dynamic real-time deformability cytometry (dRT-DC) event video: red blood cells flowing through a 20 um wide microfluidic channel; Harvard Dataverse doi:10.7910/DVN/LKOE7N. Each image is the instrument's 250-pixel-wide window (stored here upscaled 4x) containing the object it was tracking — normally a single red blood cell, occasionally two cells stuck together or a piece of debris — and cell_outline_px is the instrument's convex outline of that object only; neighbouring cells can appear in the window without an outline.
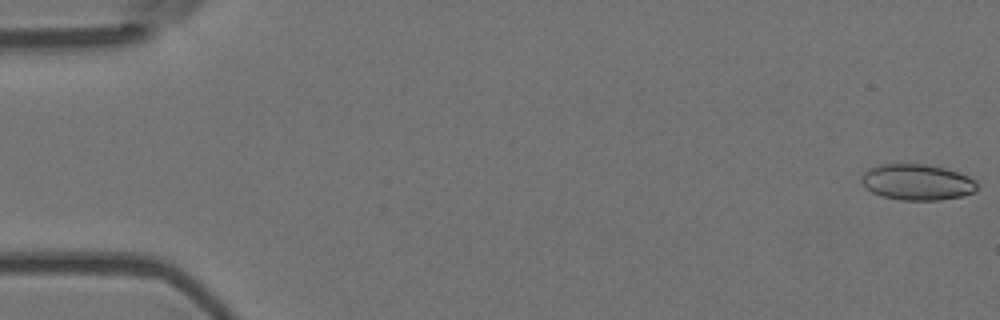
{"species": "Egyptian fruit bat (a non-hibernating species)", "species_latin": "Rousettus aegyptiacus", "temperature_condition": "room temperature", "stored_images_in_passage": 57, "segment_of_instrument_passage": [1, 2], "camera_frame_rate_fps": 3000, "um_per_image_px": 0.085, "animal": {"sex": "female"}, "frame": {"image": 1, "passage_image": 1, "time_ms": 0.0, "image_size_px": [1000, 320], "cell_outline_px": [[980, 188], [976, 192], [964, 196], [940, 200], [900, 200], [880, 196], [864, 188], [860, 180], [860, 176], [868, 168], [880, 164], [924, 164], [944, 168], [968, 176], [976, 180]], "centroid_in_image_um": [77.95, 15.49], "position_along_channel_um": 7.0, "area_um2": 24.68}}
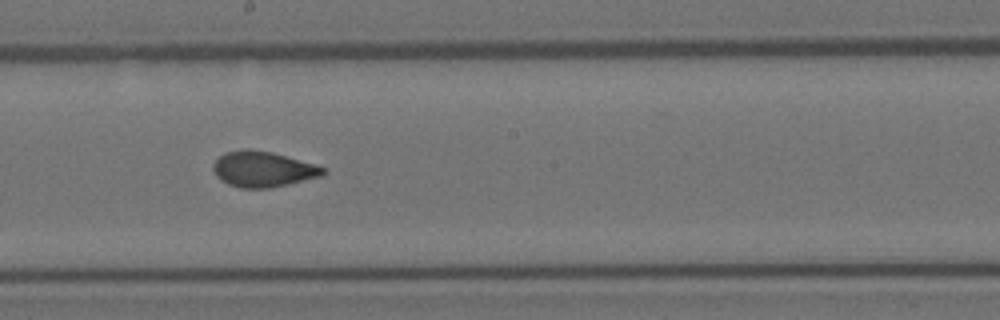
{"frame": {"image": 2, "passage_image": 31, "time_ms": 10.0, "image_size_px": [1000, 320], "cell_outline_px": [[324, 172], [320, 176], [288, 184], [268, 188], [240, 188], [228, 184], [220, 180], [216, 176], [212, 168], [212, 164], [224, 152], [244, 148], [248, 148], [272, 152], [316, 164], [324, 168]], "centroid_in_image_um": [22.29, 14.37], "position_along_channel_um": 225.9, "area_um2": 22.83}}
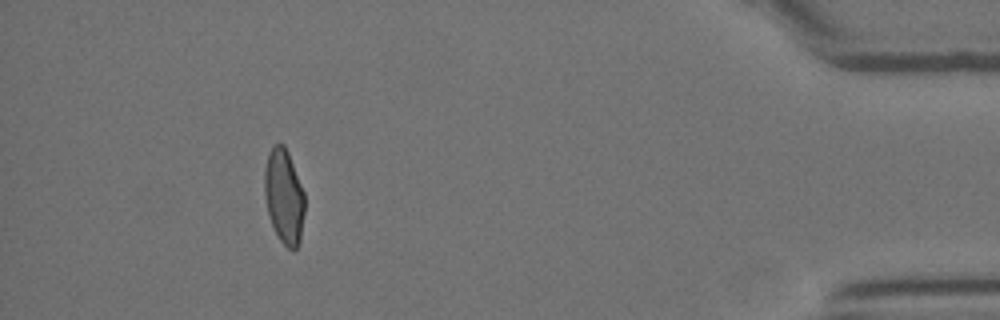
{"frame": {"image": 3, "passage_image": 51, "time_ms": 16.667, "image_size_px": [1000, 320], "cell_outline_px": [[304, 212], [300, 240], [296, 248], [292, 252], [280, 240], [272, 224], [268, 212], [264, 196], [264, 168], [268, 152], [272, 144], [284, 144], [288, 152], [304, 192]], "centroid_in_image_um": [24.12, 16.66], "position_along_channel_um": 411.1, "area_um2": 22.2}}